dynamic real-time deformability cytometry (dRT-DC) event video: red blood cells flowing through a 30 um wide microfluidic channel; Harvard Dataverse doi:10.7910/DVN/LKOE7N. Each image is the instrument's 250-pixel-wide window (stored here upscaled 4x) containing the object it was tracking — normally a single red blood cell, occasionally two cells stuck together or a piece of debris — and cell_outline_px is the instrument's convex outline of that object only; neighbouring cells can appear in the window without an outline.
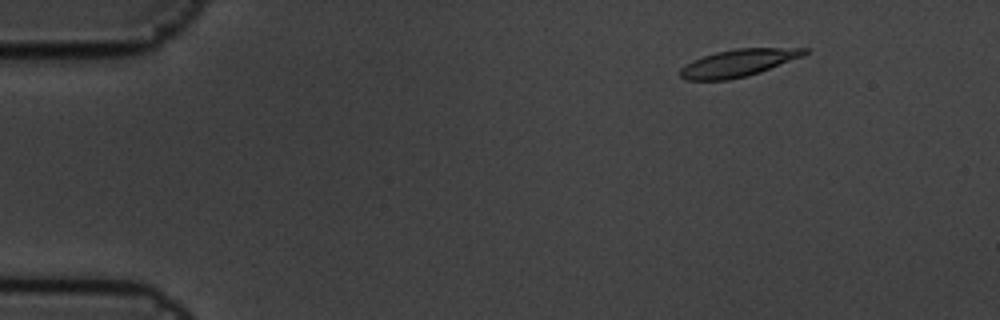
{"species": "common noctule bat (a hibernating species)", "species_latin": "Nyctalus noctula", "temperature_condition": "cold", "stored_images_in_passage": 7, "segment_of_instrument_passage": [1, 2], "camera_frame_rate_fps": 3000, "um_per_image_px": 0.085, "animal": {"sex": "male", "body_mass_g": 19.5, "forearm_length_mm": 54.6}, "frame": {"image": 1, "passage_image": 3, "time_ms": 0.667, "image_size_px": [1000, 320], "cell_outline_px": [[808, 52], [800, 56], [760, 72], [748, 76], [728, 80], [684, 80], [680, 76], [680, 68], [692, 60], [716, 52], [736, 48], [808, 48]], "centroid_in_image_um": [62.68, 5.36], "position_along_channel_um": 22.3, "area_um2": 19.54}}